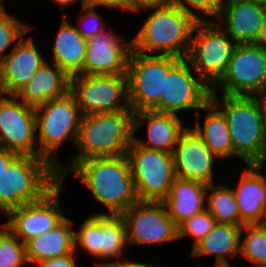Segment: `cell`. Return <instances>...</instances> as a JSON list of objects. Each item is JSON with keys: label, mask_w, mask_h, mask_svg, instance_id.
<instances>
[{"label": "cell", "mask_w": 266, "mask_h": 267, "mask_svg": "<svg viewBox=\"0 0 266 267\" xmlns=\"http://www.w3.org/2000/svg\"><path fill=\"white\" fill-rule=\"evenodd\" d=\"M0 96V146L18 155L38 157V147L34 145L37 144L35 108L18 101L14 95Z\"/></svg>", "instance_id": "5bb4252c"}, {"label": "cell", "mask_w": 266, "mask_h": 267, "mask_svg": "<svg viewBox=\"0 0 266 267\" xmlns=\"http://www.w3.org/2000/svg\"><path fill=\"white\" fill-rule=\"evenodd\" d=\"M202 110L207 111L203 127H201L199 121L198 111L196 113L197 122L192 129L198 133L205 145L217 158L221 160L231 157L233 155V146L223 113L210 100Z\"/></svg>", "instance_id": "4316f807"}, {"label": "cell", "mask_w": 266, "mask_h": 267, "mask_svg": "<svg viewBox=\"0 0 266 267\" xmlns=\"http://www.w3.org/2000/svg\"><path fill=\"white\" fill-rule=\"evenodd\" d=\"M45 61L32 37H22L0 64V94L14 95L31 81Z\"/></svg>", "instance_id": "ac0fdd59"}, {"label": "cell", "mask_w": 266, "mask_h": 267, "mask_svg": "<svg viewBox=\"0 0 266 267\" xmlns=\"http://www.w3.org/2000/svg\"><path fill=\"white\" fill-rule=\"evenodd\" d=\"M18 154L0 146V174Z\"/></svg>", "instance_id": "60d3db41"}, {"label": "cell", "mask_w": 266, "mask_h": 267, "mask_svg": "<svg viewBox=\"0 0 266 267\" xmlns=\"http://www.w3.org/2000/svg\"><path fill=\"white\" fill-rule=\"evenodd\" d=\"M132 40L105 30L87 40L81 75L127 74Z\"/></svg>", "instance_id": "2e32d148"}, {"label": "cell", "mask_w": 266, "mask_h": 267, "mask_svg": "<svg viewBox=\"0 0 266 267\" xmlns=\"http://www.w3.org/2000/svg\"><path fill=\"white\" fill-rule=\"evenodd\" d=\"M128 245L163 244L178 239V226L163 202L137 201L121 214Z\"/></svg>", "instance_id": "4fadbf2b"}, {"label": "cell", "mask_w": 266, "mask_h": 267, "mask_svg": "<svg viewBox=\"0 0 266 267\" xmlns=\"http://www.w3.org/2000/svg\"><path fill=\"white\" fill-rule=\"evenodd\" d=\"M128 245L126 224L121 215L100 214V259L123 257Z\"/></svg>", "instance_id": "83f0119b"}, {"label": "cell", "mask_w": 266, "mask_h": 267, "mask_svg": "<svg viewBox=\"0 0 266 267\" xmlns=\"http://www.w3.org/2000/svg\"><path fill=\"white\" fill-rule=\"evenodd\" d=\"M126 156L138 201L162 202L176 177L172 153L149 149L132 140Z\"/></svg>", "instance_id": "9c48e42d"}, {"label": "cell", "mask_w": 266, "mask_h": 267, "mask_svg": "<svg viewBox=\"0 0 266 267\" xmlns=\"http://www.w3.org/2000/svg\"><path fill=\"white\" fill-rule=\"evenodd\" d=\"M78 245L87 254L100 260V214L87 217L79 231L74 230V249Z\"/></svg>", "instance_id": "1f68e13d"}, {"label": "cell", "mask_w": 266, "mask_h": 267, "mask_svg": "<svg viewBox=\"0 0 266 267\" xmlns=\"http://www.w3.org/2000/svg\"><path fill=\"white\" fill-rule=\"evenodd\" d=\"M266 157L247 164L233 192L240 215V226L261 224L266 217V180L261 174Z\"/></svg>", "instance_id": "d6986e66"}, {"label": "cell", "mask_w": 266, "mask_h": 267, "mask_svg": "<svg viewBox=\"0 0 266 267\" xmlns=\"http://www.w3.org/2000/svg\"><path fill=\"white\" fill-rule=\"evenodd\" d=\"M207 188L208 185L197 181L174 178L169 194L162 202L177 226L206 209Z\"/></svg>", "instance_id": "603a6c76"}, {"label": "cell", "mask_w": 266, "mask_h": 267, "mask_svg": "<svg viewBox=\"0 0 266 267\" xmlns=\"http://www.w3.org/2000/svg\"><path fill=\"white\" fill-rule=\"evenodd\" d=\"M65 15L62 13L61 26L53 36V63L72 77L81 72L87 40L77 31L76 25L69 23Z\"/></svg>", "instance_id": "d4e9b609"}, {"label": "cell", "mask_w": 266, "mask_h": 267, "mask_svg": "<svg viewBox=\"0 0 266 267\" xmlns=\"http://www.w3.org/2000/svg\"><path fill=\"white\" fill-rule=\"evenodd\" d=\"M73 221L65 217L57 226L25 242L27 263H39L47 259L71 254L74 249Z\"/></svg>", "instance_id": "cb8c5ba5"}, {"label": "cell", "mask_w": 266, "mask_h": 267, "mask_svg": "<svg viewBox=\"0 0 266 267\" xmlns=\"http://www.w3.org/2000/svg\"><path fill=\"white\" fill-rule=\"evenodd\" d=\"M260 100H261V103L263 105V109H264V112L266 114V88L260 93Z\"/></svg>", "instance_id": "ee69618b"}, {"label": "cell", "mask_w": 266, "mask_h": 267, "mask_svg": "<svg viewBox=\"0 0 266 267\" xmlns=\"http://www.w3.org/2000/svg\"><path fill=\"white\" fill-rule=\"evenodd\" d=\"M210 95V101L223 113L231 136L233 155L247 164L266 157V114L258 96Z\"/></svg>", "instance_id": "3957f363"}, {"label": "cell", "mask_w": 266, "mask_h": 267, "mask_svg": "<svg viewBox=\"0 0 266 267\" xmlns=\"http://www.w3.org/2000/svg\"><path fill=\"white\" fill-rule=\"evenodd\" d=\"M148 8L154 11L144 21L137 35L131 39L132 50L143 54L159 51V55L185 59L198 20L170 2L143 9Z\"/></svg>", "instance_id": "277c9868"}, {"label": "cell", "mask_w": 266, "mask_h": 267, "mask_svg": "<svg viewBox=\"0 0 266 267\" xmlns=\"http://www.w3.org/2000/svg\"><path fill=\"white\" fill-rule=\"evenodd\" d=\"M212 21H198L195 24L185 58L210 87L224 74L237 45L220 24L214 25Z\"/></svg>", "instance_id": "52a82bcc"}, {"label": "cell", "mask_w": 266, "mask_h": 267, "mask_svg": "<svg viewBox=\"0 0 266 267\" xmlns=\"http://www.w3.org/2000/svg\"><path fill=\"white\" fill-rule=\"evenodd\" d=\"M244 1L259 3V4L266 6V0H244Z\"/></svg>", "instance_id": "f6af8a7d"}, {"label": "cell", "mask_w": 266, "mask_h": 267, "mask_svg": "<svg viewBox=\"0 0 266 267\" xmlns=\"http://www.w3.org/2000/svg\"><path fill=\"white\" fill-rule=\"evenodd\" d=\"M73 255L74 251L71 254L62 257L44 260L37 263V265H39V267H77Z\"/></svg>", "instance_id": "8d00e7d4"}, {"label": "cell", "mask_w": 266, "mask_h": 267, "mask_svg": "<svg viewBox=\"0 0 266 267\" xmlns=\"http://www.w3.org/2000/svg\"><path fill=\"white\" fill-rule=\"evenodd\" d=\"M70 91L82 116L131 110L127 74L73 75L70 77Z\"/></svg>", "instance_id": "30bf717a"}, {"label": "cell", "mask_w": 266, "mask_h": 267, "mask_svg": "<svg viewBox=\"0 0 266 267\" xmlns=\"http://www.w3.org/2000/svg\"><path fill=\"white\" fill-rule=\"evenodd\" d=\"M218 19L221 27L237 44H251L264 21L266 6L244 0H222Z\"/></svg>", "instance_id": "ffe728a7"}, {"label": "cell", "mask_w": 266, "mask_h": 267, "mask_svg": "<svg viewBox=\"0 0 266 267\" xmlns=\"http://www.w3.org/2000/svg\"><path fill=\"white\" fill-rule=\"evenodd\" d=\"M241 231L248 234L240 241L239 255L255 264L254 267H266V230L261 224H253L242 226Z\"/></svg>", "instance_id": "f546056e"}, {"label": "cell", "mask_w": 266, "mask_h": 267, "mask_svg": "<svg viewBox=\"0 0 266 267\" xmlns=\"http://www.w3.org/2000/svg\"><path fill=\"white\" fill-rule=\"evenodd\" d=\"M167 2L168 0H126V11L140 13L143 8L162 5Z\"/></svg>", "instance_id": "74e56055"}, {"label": "cell", "mask_w": 266, "mask_h": 267, "mask_svg": "<svg viewBox=\"0 0 266 267\" xmlns=\"http://www.w3.org/2000/svg\"><path fill=\"white\" fill-rule=\"evenodd\" d=\"M95 267H156L152 264H145V263H138V262H133V261H128L125 257L123 258V262H120L119 260L117 262H109V263H104L99 262L94 264Z\"/></svg>", "instance_id": "ab89813d"}, {"label": "cell", "mask_w": 266, "mask_h": 267, "mask_svg": "<svg viewBox=\"0 0 266 267\" xmlns=\"http://www.w3.org/2000/svg\"><path fill=\"white\" fill-rule=\"evenodd\" d=\"M0 230V267H20L27 262L25 243L20 241L6 226Z\"/></svg>", "instance_id": "4dcf8cb0"}, {"label": "cell", "mask_w": 266, "mask_h": 267, "mask_svg": "<svg viewBox=\"0 0 266 267\" xmlns=\"http://www.w3.org/2000/svg\"><path fill=\"white\" fill-rule=\"evenodd\" d=\"M191 128L182 132L172 152L175 175L205 185L213 184V165L219 158Z\"/></svg>", "instance_id": "e0dca14e"}, {"label": "cell", "mask_w": 266, "mask_h": 267, "mask_svg": "<svg viewBox=\"0 0 266 267\" xmlns=\"http://www.w3.org/2000/svg\"><path fill=\"white\" fill-rule=\"evenodd\" d=\"M82 114L71 91L35 108L38 157L60 167L57 150L65 140L76 143Z\"/></svg>", "instance_id": "8992f818"}, {"label": "cell", "mask_w": 266, "mask_h": 267, "mask_svg": "<svg viewBox=\"0 0 266 267\" xmlns=\"http://www.w3.org/2000/svg\"><path fill=\"white\" fill-rule=\"evenodd\" d=\"M59 182L57 168L45 158L17 155L0 174L1 214L42 199Z\"/></svg>", "instance_id": "5b68a950"}, {"label": "cell", "mask_w": 266, "mask_h": 267, "mask_svg": "<svg viewBox=\"0 0 266 267\" xmlns=\"http://www.w3.org/2000/svg\"><path fill=\"white\" fill-rule=\"evenodd\" d=\"M63 188L60 181L42 199L10 210L5 226L23 243L51 230L65 218L59 204Z\"/></svg>", "instance_id": "9a60e30c"}, {"label": "cell", "mask_w": 266, "mask_h": 267, "mask_svg": "<svg viewBox=\"0 0 266 267\" xmlns=\"http://www.w3.org/2000/svg\"><path fill=\"white\" fill-rule=\"evenodd\" d=\"M242 226L216 223L213 230L194 247L191 256L216 255L215 265H230L226 257H236L240 252Z\"/></svg>", "instance_id": "484cf974"}, {"label": "cell", "mask_w": 266, "mask_h": 267, "mask_svg": "<svg viewBox=\"0 0 266 267\" xmlns=\"http://www.w3.org/2000/svg\"><path fill=\"white\" fill-rule=\"evenodd\" d=\"M53 2H55V4H58L61 6L62 12H63V6H69L71 4H75L76 2H78L79 0H52ZM81 1V6H83V0Z\"/></svg>", "instance_id": "7bdbcfd3"}, {"label": "cell", "mask_w": 266, "mask_h": 267, "mask_svg": "<svg viewBox=\"0 0 266 267\" xmlns=\"http://www.w3.org/2000/svg\"><path fill=\"white\" fill-rule=\"evenodd\" d=\"M265 88L266 50L237 44L224 74L211 87V94L220 89L222 95L257 96Z\"/></svg>", "instance_id": "8fae6325"}, {"label": "cell", "mask_w": 266, "mask_h": 267, "mask_svg": "<svg viewBox=\"0 0 266 267\" xmlns=\"http://www.w3.org/2000/svg\"><path fill=\"white\" fill-rule=\"evenodd\" d=\"M70 172L89 189L93 199L104 205L107 213L121 215L138 201L131 168L126 154L116 157H91L75 163L61 178Z\"/></svg>", "instance_id": "6da1fadb"}, {"label": "cell", "mask_w": 266, "mask_h": 267, "mask_svg": "<svg viewBox=\"0 0 266 267\" xmlns=\"http://www.w3.org/2000/svg\"><path fill=\"white\" fill-rule=\"evenodd\" d=\"M33 28L0 8V64L7 56L5 51Z\"/></svg>", "instance_id": "d6a6232c"}, {"label": "cell", "mask_w": 266, "mask_h": 267, "mask_svg": "<svg viewBox=\"0 0 266 267\" xmlns=\"http://www.w3.org/2000/svg\"><path fill=\"white\" fill-rule=\"evenodd\" d=\"M251 45L266 50V20L258 30L256 37L254 38Z\"/></svg>", "instance_id": "b9f144b4"}, {"label": "cell", "mask_w": 266, "mask_h": 267, "mask_svg": "<svg viewBox=\"0 0 266 267\" xmlns=\"http://www.w3.org/2000/svg\"><path fill=\"white\" fill-rule=\"evenodd\" d=\"M192 70L186 59H180L164 75V95L153 111L177 115L186 109L202 110L210 100L211 87Z\"/></svg>", "instance_id": "7c38bea8"}, {"label": "cell", "mask_w": 266, "mask_h": 267, "mask_svg": "<svg viewBox=\"0 0 266 267\" xmlns=\"http://www.w3.org/2000/svg\"><path fill=\"white\" fill-rule=\"evenodd\" d=\"M206 195V209L217 223L240 225V215L233 189L225 185H208Z\"/></svg>", "instance_id": "f1b7e54d"}, {"label": "cell", "mask_w": 266, "mask_h": 267, "mask_svg": "<svg viewBox=\"0 0 266 267\" xmlns=\"http://www.w3.org/2000/svg\"><path fill=\"white\" fill-rule=\"evenodd\" d=\"M51 65L45 61L31 81L14 96L25 105L36 108L70 91V77L54 63Z\"/></svg>", "instance_id": "7402d4cb"}, {"label": "cell", "mask_w": 266, "mask_h": 267, "mask_svg": "<svg viewBox=\"0 0 266 267\" xmlns=\"http://www.w3.org/2000/svg\"><path fill=\"white\" fill-rule=\"evenodd\" d=\"M83 6L86 7H94L96 8L97 6H105L106 8L108 7L109 9L112 7L115 9H121L123 11L126 10V0H83Z\"/></svg>", "instance_id": "f35d334b"}, {"label": "cell", "mask_w": 266, "mask_h": 267, "mask_svg": "<svg viewBox=\"0 0 266 267\" xmlns=\"http://www.w3.org/2000/svg\"><path fill=\"white\" fill-rule=\"evenodd\" d=\"M221 1L222 0H168V2L189 13L198 21H211L212 17L217 18ZM194 10L196 11L194 12ZM196 12H198V14Z\"/></svg>", "instance_id": "e575fe53"}, {"label": "cell", "mask_w": 266, "mask_h": 267, "mask_svg": "<svg viewBox=\"0 0 266 267\" xmlns=\"http://www.w3.org/2000/svg\"><path fill=\"white\" fill-rule=\"evenodd\" d=\"M261 225H262L263 228L266 230V217H265V219L261 222Z\"/></svg>", "instance_id": "7dc6e473"}, {"label": "cell", "mask_w": 266, "mask_h": 267, "mask_svg": "<svg viewBox=\"0 0 266 267\" xmlns=\"http://www.w3.org/2000/svg\"><path fill=\"white\" fill-rule=\"evenodd\" d=\"M180 59L170 55H150L131 50L128 65V101L131 110H153L164 95V75Z\"/></svg>", "instance_id": "ba28073f"}, {"label": "cell", "mask_w": 266, "mask_h": 267, "mask_svg": "<svg viewBox=\"0 0 266 267\" xmlns=\"http://www.w3.org/2000/svg\"><path fill=\"white\" fill-rule=\"evenodd\" d=\"M144 123H147L148 140L136 137L133 140L140 146L166 153L173 152L180 135L187 128L178 115L141 110L133 114V135Z\"/></svg>", "instance_id": "44dd1931"}, {"label": "cell", "mask_w": 266, "mask_h": 267, "mask_svg": "<svg viewBox=\"0 0 266 267\" xmlns=\"http://www.w3.org/2000/svg\"><path fill=\"white\" fill-rule=\"evenodd\" d=\"M85 11L79 16L77 31L82 35L85 40L100 34L106 30V23L102 20L101 16L95 11L94 7L82 6Z\"/></svg>", "instance_id": "d590c367"}, {"label": "cell", "mask_w": 266, "mask_h": 267, "mask_svg": "<svg viewBox=\"0 0 266 267\" xmlns=\"http://www.w3.org/2000/svg\"><path fill=\"white\" fill-rule=\"evenodd\" d=\"M133 111L120 110L82 116L75 147L79 152L57 169L61 178L75 163L91 157L126 154L133 140Z\"/></svg>", "instance_id": "7a4b0ae2"}, {"label": "cell", "mask_w": 266, "mask_h": 267, "mask_svg": "<svg viewBox=\"0 0 266 267\" xmlns=\"http://www.w3.org/2000/svg\"><path fill=\"white\" fill-rule=\"evenodd\" d=\"M0 8H5L4 0H0Z\"/></svg>", "instance_id": "c3c4849f"}, {"label": "cell", "mask_w": 266, "mask_h": 267, "mask_svg": "<svg viewBox=\"0 0 266 267\" xmlns=\"http://www.w3.org/2000/svg\"><path fill=\"white\" fill-rule=\"evenodd\" d=\"M196 267H202L201 264H197ZM213 267H231V265H214Z\"/></svg>", "instance_id": "bcb514c9"}, {"label": "cell", "mask_w": 266, "mask_h": 267, "mask_svg": "<svg viewBox=\"0 0 266 267\" xmlns=\"http://www.w3.org/2000/svg\"><path fill=\"white\" fill-rule=\"evenodd\" d=\"M216 223L211 213L204 209L178 226V239L191 236L195 241L194 247L213 230Z\"/></svg>", "instance_id": "836d02e7"}]
</instances>
